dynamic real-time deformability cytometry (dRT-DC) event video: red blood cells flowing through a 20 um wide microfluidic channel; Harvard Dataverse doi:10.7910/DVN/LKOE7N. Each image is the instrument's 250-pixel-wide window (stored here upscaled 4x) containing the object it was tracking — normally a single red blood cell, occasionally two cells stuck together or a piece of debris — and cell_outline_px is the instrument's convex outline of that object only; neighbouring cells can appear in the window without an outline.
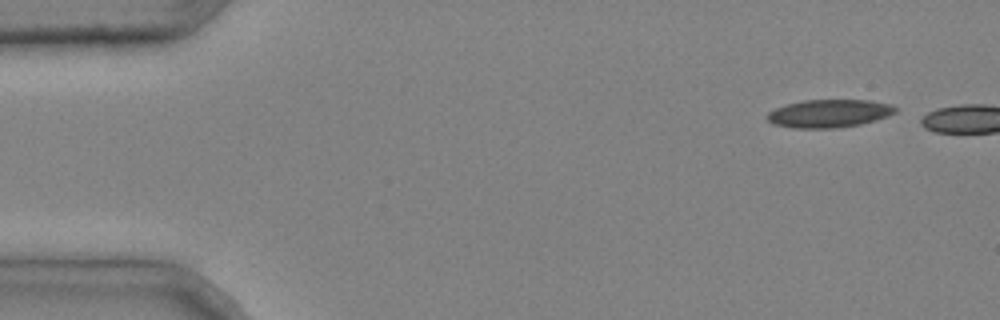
{"species": "common noctule bat (a hibernating species)", "species_latin": "Nyctalus noctula", "temperature_condition": "cold", "stored_images_in_passage": 2, "camera_frame_rate_fps": 3000, "um_per_image_px": 0.085, "animal": {"sex": "male", "body_mass_g": 20.4}, "frame": {"image": 1, "passage_image": 1, "time_ms": 0.0, "image_size_px": [1000, 320], "cell_outline_px": [[900, 108], [896, 112], [888, 116], [876, 120], [860, 124], [836, 128], [792, 128], [772, 124], [768, 120], [768, 112], [776, 108], [788, 104], [804, 100], [868, 100], [892, 104]], "centroid_in_image_um": [70.52, 9.64], "position_along_channel_um": 14.5, "area_um2": 20.98}}